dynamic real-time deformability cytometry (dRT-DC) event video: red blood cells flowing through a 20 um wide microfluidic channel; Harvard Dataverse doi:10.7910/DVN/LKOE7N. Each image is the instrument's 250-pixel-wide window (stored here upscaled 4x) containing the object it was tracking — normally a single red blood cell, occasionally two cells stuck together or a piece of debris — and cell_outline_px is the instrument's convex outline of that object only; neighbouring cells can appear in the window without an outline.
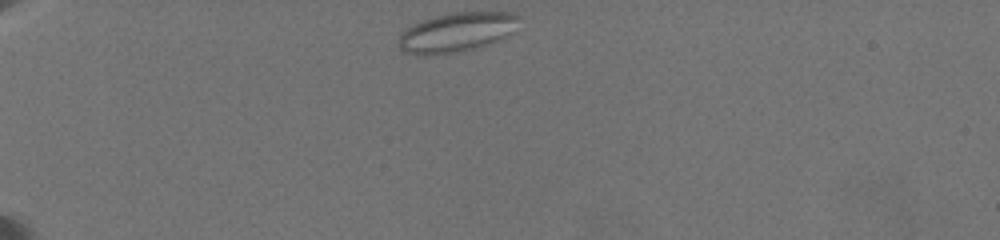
{"species": "common noctule bat (a hibernating species)", "species_latin": "Nyctalus noctula", "temperature_condition": "warm", "stored_images_in_passage": 16, "camera_frame_rate_fps": 3000, "um_per_image_px": 0.085, "animal": {"sex": "female", "body_mass_g": 19.5, "forearm_length_mm": 54.1}, "frame": {"image": 1, "passage_image": 1, "time_ms": 0.0, "image_size_px": [1000, 240], "cell_outline_px": [[520, 16], [512, 32], [508, 36], [488, 44], [476, 48], [452, 52], [420, 56], [404, 52], [396, 44], [400, 32], [432, 16], [452, 12], [512, 12]], "centroid_in_image_um": [38.78, 2.74], "position_along_channel_um": 46.2, "area_um2": 27.63}}
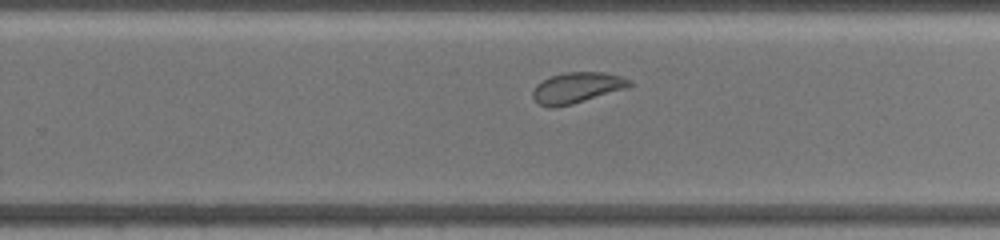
{"frame": {"image": 2, "passage_image": 9, "time_ms": 8.333, "image_size_px": [1000, 240], "cell_outline_px": [[632, 84], [628, 88], [572, 104], [556, 108], [548, 108], [540, 104], [532, 96], [532, 92], [536, 84], [552, 76], [564, 72], [604, 72], [624, 76], [632, 80]], "centroid_in_image_um": [49.07, 7.45], "position_along_channel_um": 280.7, "area_um2": 17.51}}
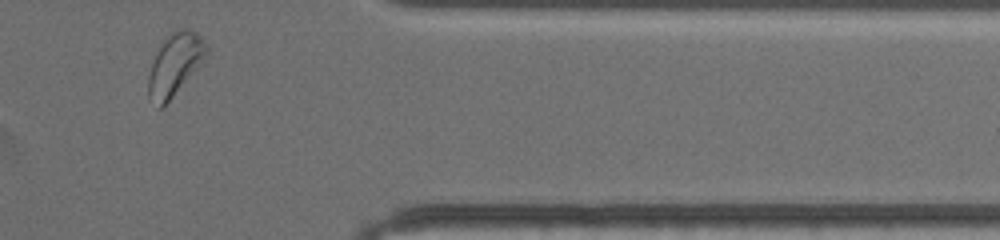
{"frame": {"image": 3, "passage_image": 16, "time_ms": 12.0, "image_size_px": [1000, 240], "cell_outline_px": [[208, 56], [172, 96], [160, 108], [148, 100], [148, 76], [156, 52], [160, 44], [172, 32], [180, 28], [184, 28], [196, 32], [204, 40], [208, 48]], "centroid_in_image_um": [14.87, 5.45], "position_along_channel_um": 396.5, "area_um2": 20.75}, "authors_computed_cell_mechanics": {"area_um2": 17.8602, "velocity_mm_per_s": 3.4706, "shape_relaxation_time_tau1_ms": 3.7503, "shape_relaxation_time_tau2_ms": null, "deformation_change_tau1": 0.0769, "deformation_change_tau2": null}}